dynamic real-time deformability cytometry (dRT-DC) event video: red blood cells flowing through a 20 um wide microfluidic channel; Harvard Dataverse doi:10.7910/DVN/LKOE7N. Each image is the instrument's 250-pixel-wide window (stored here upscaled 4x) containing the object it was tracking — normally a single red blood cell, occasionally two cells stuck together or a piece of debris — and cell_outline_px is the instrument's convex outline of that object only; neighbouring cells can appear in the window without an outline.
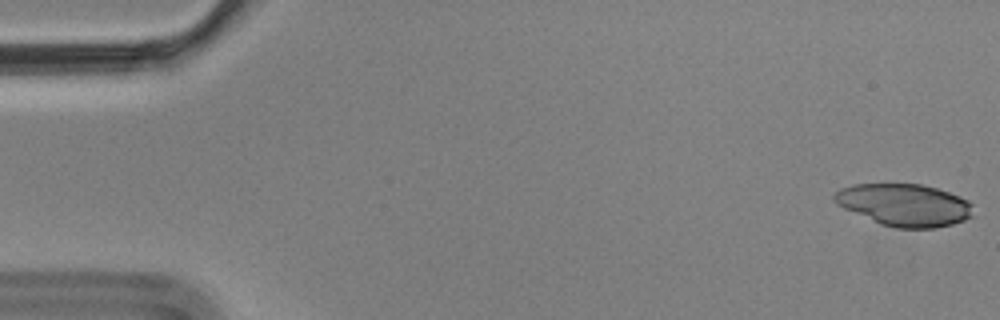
{"species": "Egyptian fruit bat (a non-hibernating species)", "species_latin": "Rousettus aegyptiacus", "temperature_condition": "cold", "stored_images_in_passage": 4, "camera_frame_rate_fps": 3000, "um_per_image_px": 0.085, "animal": {"sex": "male"}, "frame": {"image": 1, "passage_image": 1, "time_ms": 0.0, "image_size_px": [1000, 320], "cell_outline_px": [[976, 216], [952, 224], [936, 228], [896, 228], [880, 224], [844, 208], [836, 204], [832, 200], [832, 196], [840, 188], [852, 184], [920, 184], [936, 188], [960, 196], [968, 200], [972, 204]], "centroid_in_image_um": [76.9, 17.42], "position_along_channel_um": 8.1, "area_um2": 34.45}}